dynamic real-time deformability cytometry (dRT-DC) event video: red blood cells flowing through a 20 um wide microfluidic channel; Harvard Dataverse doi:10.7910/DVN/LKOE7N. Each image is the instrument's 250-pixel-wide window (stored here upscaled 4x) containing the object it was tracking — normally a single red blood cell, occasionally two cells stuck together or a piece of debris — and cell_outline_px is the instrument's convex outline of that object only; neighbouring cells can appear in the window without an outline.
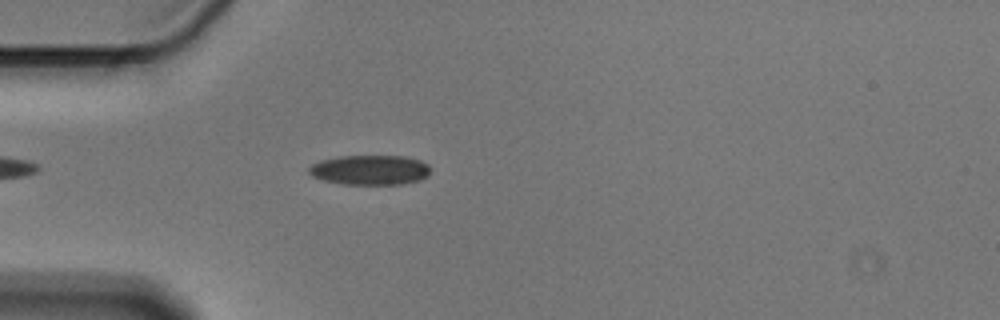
{"species": "Egyptian fruit bat (a non-hibernating species)", "species_latin": "Rousettus aegyptiacus", "temperature_condition": "cold", "stored_images_in_passage": 45, "camera_frame_rate_fps": 3000, "um_per_image_px": 0.085, "animal": {"sex": "male"}, "frame": {"image": 1, "passage_image": 5, "time_ms": 1.333, "image_size_px": [1000, 320], "cell_outline_px": [[428, 176], [420, 180], [400, 184], [340, 184], [324, 180], [312, 176], [308, 172], [308, 168], [312, 164], [320, 160], [340, 156], [404, 156], [420, 160], [428, 164]], "centroid_in_image_um": [31.43, 14.44], "position_along_channel_um": 53.6, "area_um2": 21.1}}
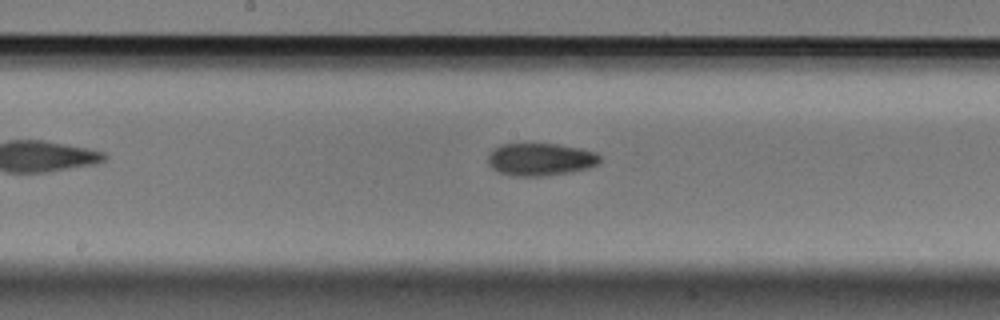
{"frame": {"image": 2, "passage_image": 18, "time_ms": 5.667, "image_size_px": [1000, 320], "cell_outline_px": [[600, 160], [596, 164], [588, 168], [572, 172], [544, 176], [512, 176], [500, 172], [492, 168], [488, 164], [488, 156], [500, 144], [556, 144], [580, 148], [596, 152], [600, 156]], "centroid_in_image_um": [45.95, 13.55], "position_along_channel_um": 202.3, "area_um2": 21.15}}
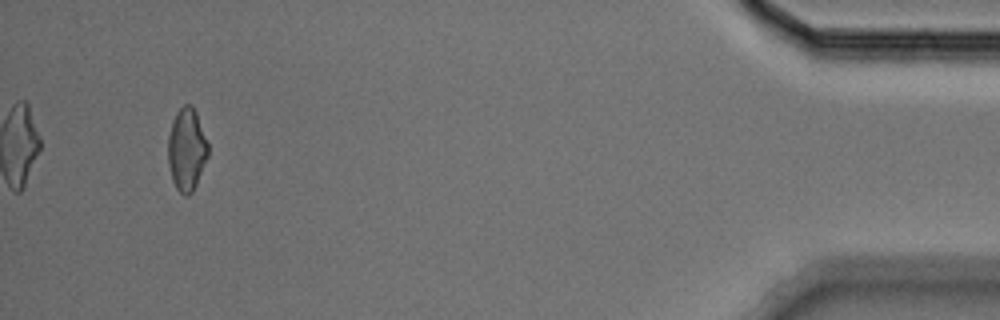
{"frame": {"image": 3, "passage_image": 42, "time_ms": 13.667, "image_size_px": [1000, 320], "cell_outline_px": [[208, 156], [196, 184], [192, 192], [188, 196], [184, 196], [176, 188], [172, 180], [168, 164], [168, 136], [172, 120], [176, 112], [184, 104], [192, 104], [196, 112], [208, 144]], "centroid_in_image_um": [15.85, 12.7], "position_along_channel_um": 419.3, "area_um2": 19.31}, "authors_computed_cell_mechanics": {"area_um2": 20.3456, "velocity_mm_per_s": 3.5974, "shape_relaxation_time_tau1_ms": 9.0651, "shape_relaxation_time_tau2_ms": 7.1023, "deformation_change_tau1": 0.134, "deformation_change_tau2": 0.1257}}